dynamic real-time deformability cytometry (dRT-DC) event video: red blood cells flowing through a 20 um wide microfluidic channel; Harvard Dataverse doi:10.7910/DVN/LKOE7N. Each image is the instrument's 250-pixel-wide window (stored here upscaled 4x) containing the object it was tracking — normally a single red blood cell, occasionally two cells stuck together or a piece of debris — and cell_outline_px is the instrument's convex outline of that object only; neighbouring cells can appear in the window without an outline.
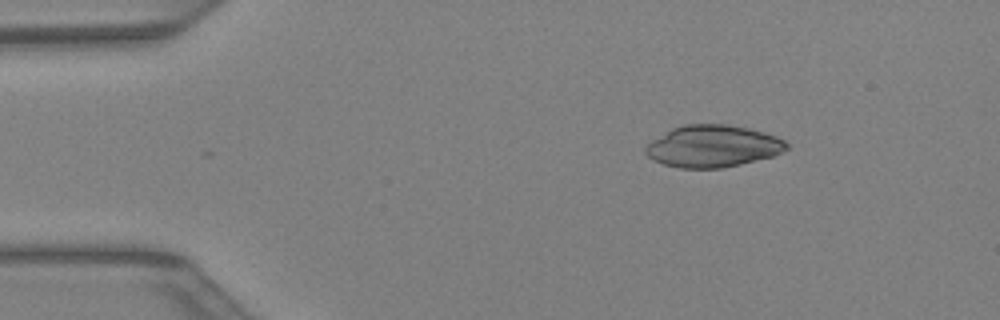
{"species": "Egyptian fruit bat (a non-hibernating species)", "species_latin": "Rousettus aegyptiacus", "temperature_condition": "warm", "stored_images_in_passage": 2, "camera_frame_rate_fps": 3000, "um_per_image_px": 0.085, "animal": {"sex": "female"}, "frame": {"image": 1, "passage_image": 1, "time_ms": 0.0, "image_size_px": [1000, 320], "cell_outline_px": [[788, 148], [784, 152], [772, 156], [740, 164], [720, 168], [680, 168], [664, 164], [648, 156], [644, 152], [644, 148], [652, 140], [672, 128], [684, 124], [728, 124], [748, 128], [764, 132], [776, 136], [784, 140], [788, 144]], "centroid_in_image_um": [60.6, 12.42], "position_along_channel_um": 24.4, "area_um2": 34.39}}